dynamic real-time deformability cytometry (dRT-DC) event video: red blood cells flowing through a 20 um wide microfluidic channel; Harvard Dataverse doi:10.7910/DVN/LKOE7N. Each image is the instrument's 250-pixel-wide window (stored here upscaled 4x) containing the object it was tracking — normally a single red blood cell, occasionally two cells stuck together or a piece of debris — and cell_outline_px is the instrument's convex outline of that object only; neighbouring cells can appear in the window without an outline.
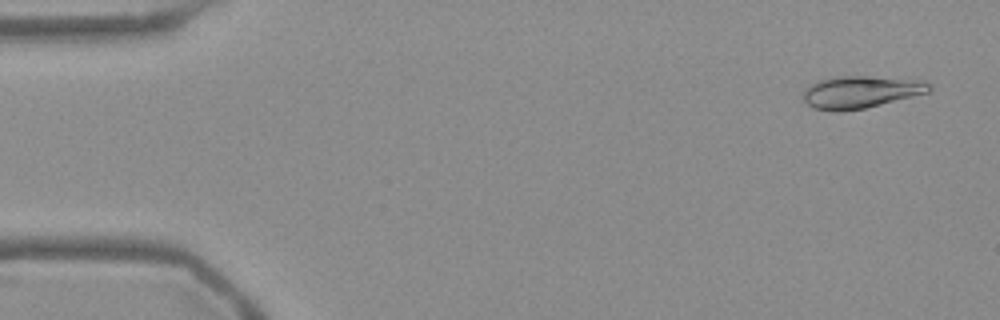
{"species": "Egyptian fruit bat (a non-hibernating species)", "species_latin": "Rousettus aegyptiacus", "temperature_condition": "warm", "stored_images_in_passage": 53, "camera_frame_rate_fps": 3000, "um_per_image_px": 0.085, "frame": {"image": 1, "passage_image": 3, "time_ms": 0.667, "image_size_px": [1000, 320], "cell_outline_px": [[932, 88], [928, 92], [864, 108], [844, 112], [832, 112], [812, 108], [804, 100], [804, 88], [816, 80], [832, 76], [868, 76], [924, 80], [932, 84]], "centroid_in_image_um": [73.11, 7.81], "position_along_channel_um": 11.9, "area_um2": 23.99}}
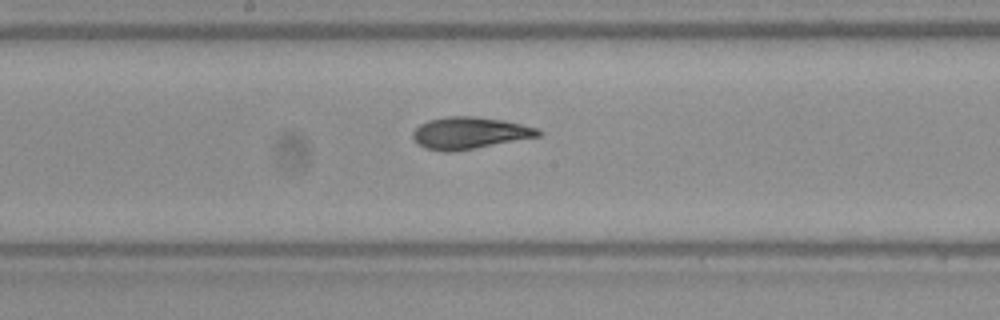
{"frame": {"image": 2, "passage_image": 28, "time_ms": 9.0, "image_size_px": [1000, 320], "cell_outline_px": [[544, 132], [540, 136], [476, 148], [452, 152], [444, 152], [424, 148], [416, 144], [412, 140], [412, 132], [420, 124], [428, 120], [448, 116], [476, 116], [504, 120], [540, 128]], "centroid_in_image_um": [39.91, 11.3], "position_along_channel_um": 208.3, "area_um2": 23.7}}
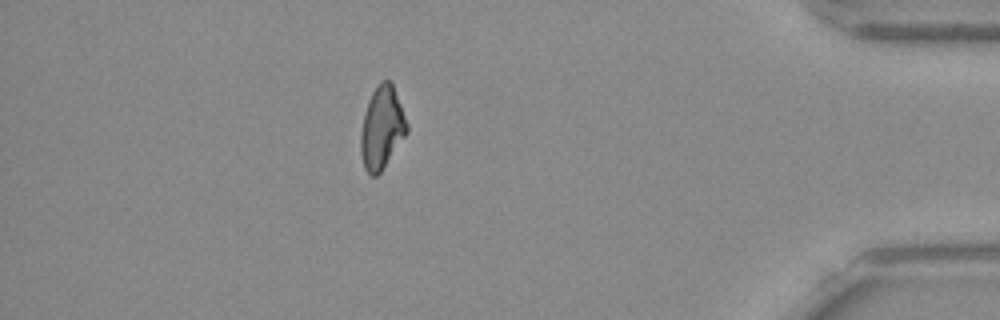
{"frame": {"image": 3, "passage_image": 47, "time_ms": 15.333, "image_size_px": [1000, 320], "cell_outline_px": [[408, 132], [380, 172], [376, 176], [372, 176], [364, 168], [360, 152], [360, 136], [364, 116], [368, 100], [372, 92], [380, 80], [388, 80], [392, 84], [408, 124]], "centroid_in_image_um": [32.45, 10.86], "position_along_channel_um": 402.8, "area_um2": 21.91}, "authors_computed_cell_mechanics": {"area_um2": 23.0622, "velocity_mm_per_s": 3.7872, "shape_relaxation_time_tau1_ms": 10.7518, "shape_relaxation_time_tau2_ms": 1.8636, "deformation_change_tau1": 0.2462, "deformation_change_tau2": 0.0715}}